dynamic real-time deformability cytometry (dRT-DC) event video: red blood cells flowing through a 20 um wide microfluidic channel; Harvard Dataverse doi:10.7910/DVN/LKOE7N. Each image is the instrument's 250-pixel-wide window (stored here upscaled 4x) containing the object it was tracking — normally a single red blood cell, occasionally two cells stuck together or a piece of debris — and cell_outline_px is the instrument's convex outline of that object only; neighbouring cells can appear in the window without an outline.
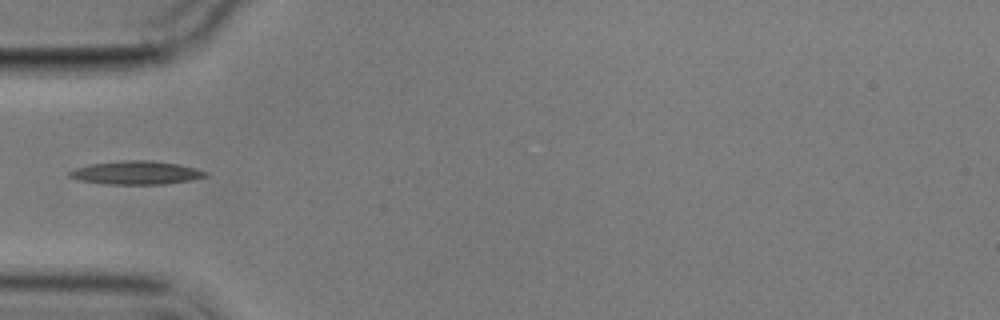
{"species": "common noctule bat (a hibernating species)", "species_latin": "Nyctalus noctula", "temperature_condition": "cold", "stored_images_in_passage": 5, "camera_frame_rate_fps": 3000, "um_per_image_px": 0.085, "animal": {"sex": "male", "body_mass_g": 17.9}, "frame": {"image": 1, "passage_image": 5, "time_ms": 5.667, "image_size_px": [1000, 320], "cell_outline_px": [[208, 176], [188, 180], [164, 184], [104, 184], [80, 180], [68, 176], [68, 172], [72, 168], [88, 164], [120, 160], [148, 160], [176, 164], [196, 168], [208, 172]], "centroid_in_image_um": [11.51, 14.67], "position_along_channel_um": 73.5, "area_um2": 18.61}}